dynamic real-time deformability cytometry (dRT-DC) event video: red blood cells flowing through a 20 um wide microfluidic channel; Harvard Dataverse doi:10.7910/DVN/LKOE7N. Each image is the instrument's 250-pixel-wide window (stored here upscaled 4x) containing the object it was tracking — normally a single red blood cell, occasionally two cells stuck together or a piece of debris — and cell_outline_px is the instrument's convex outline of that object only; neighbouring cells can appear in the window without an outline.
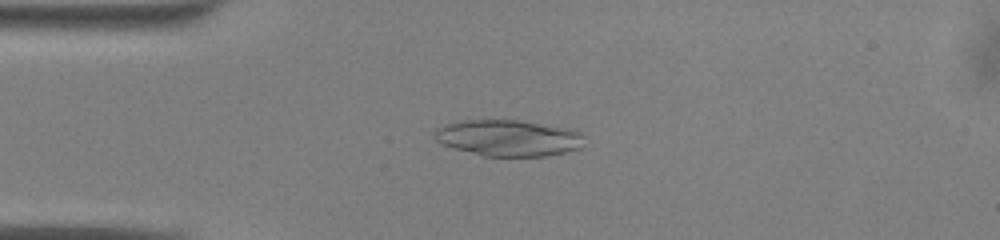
{"species": "common noctule bat (a hibernating species)", "species_latin": "Nyctalus noctula", "temperature_condition": "warm", "stored_images_in_passage": 50, "camera_frame_rate_fps": 3000, "um_per_image_px": 0.085, "animal": {"sex": "male", "body_mass_g": 13.0, "forearm_length_mm": 53.1}, "frame": {"image": 1, "passage_image": 12, "time_ms": 3.667, "image_size_px": [1000, 240], "cell_outline_px": [[584, 136], [580, 148], [564, 152], [544, 156], [484, 156], [440, 144], [432, 136], [444, 124], [464, 120], [520, 120], [576, 128]], "centroid_in_image_um": [43.25, 11.71], "position_along_channel_um": 41.7, "area_um2": 31.85}}
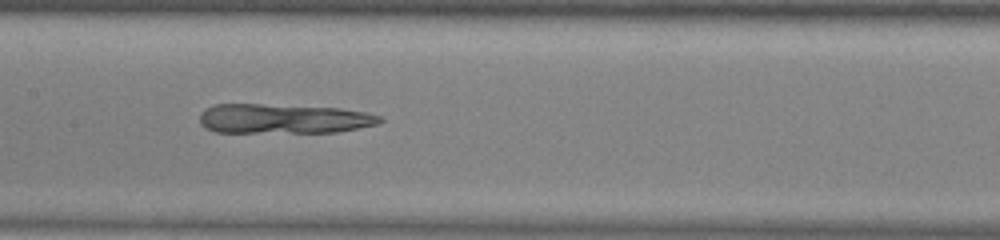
{"frame": {"image": 2, "passage_image": 24, "time_ms": 7.667, "image_size_px": [1000, 240], "cell_outline_px": [[384, 120], [380, 124], [336, 132], [216, 132], [204, 128], [200, 124], [200, 112], [204, 108], [216, 104], [260, 104], [340, 108], [364, 112], [380, 116]], "centroid_in_image_um": [24.07, 10.09], "position_along_channel_um": 183.3, "area_um2": 31.21}}
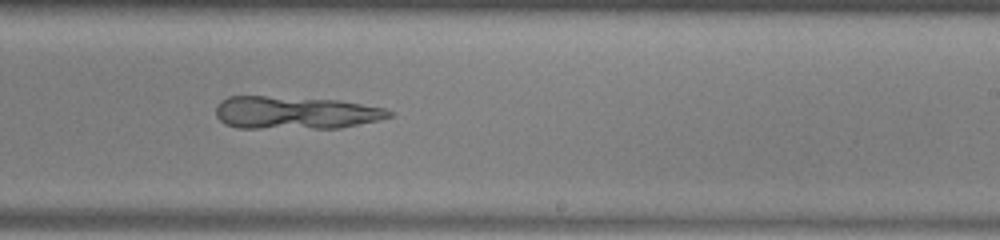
{"frame": {"image": 3, "passage_image": 30, "time_ms": 9.667, "image_size_px": [1000, 240], "cell_outline_px": [[392, 116], [376, 120], [340, 128], [236, 128], [224, 124], [216, 116], [216, 104], [220, 100], [228, 96], [264, 96], [336, 100], [384, 108], [392, 112]], "centroid_in_image_um": [25.01, 9.58], "position_along_channel_um": 264.0, "area_um2": 32.95}}